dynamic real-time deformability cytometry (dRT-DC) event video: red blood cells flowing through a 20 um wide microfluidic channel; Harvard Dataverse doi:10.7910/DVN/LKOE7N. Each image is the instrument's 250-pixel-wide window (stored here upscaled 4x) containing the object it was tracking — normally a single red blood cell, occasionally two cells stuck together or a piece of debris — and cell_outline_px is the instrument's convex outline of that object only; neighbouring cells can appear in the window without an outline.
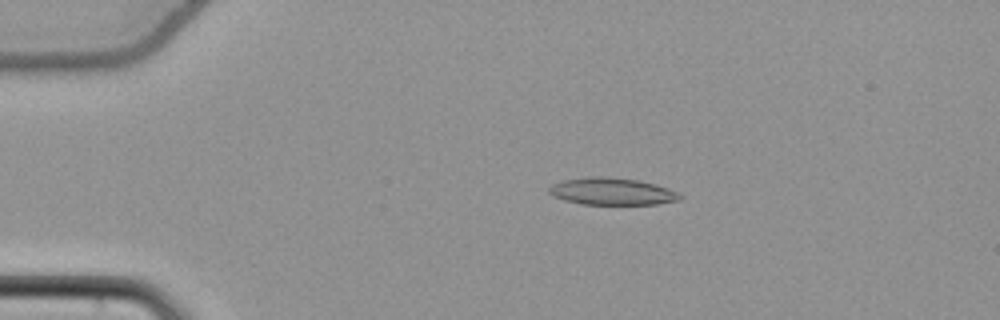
{"species": "common noctule bat (a hibernating species)", "species_latin": "Nyctalus noctula", "temperature_condition": "cold", "stored_images_in_passage": 55, "camera_frame_rate_fps": 3000, "um_per_image_px": 0.085, "animal": {"sex": "female", "body_mass_g": 22.7, "forearm_length_mm": 54.2}, "frame": {"image": 1, "passage_image": 12, "time_ms": 3.667, "image_size_px": [1000, 320], "cell_outline_px": [[684, 196], [680, 200], [656, 204], [580, 204], [564, 200], [552, 196], [548, 192], [548, 188], [552, 184], [564, 180], [588, 176], [604, 176], [640, 180], [656, 184], [668, 188]], "centroid_in_image_um": [52.01, 16.26], "position_along_channel_um": 33.0, "area_um2": 20.87}}
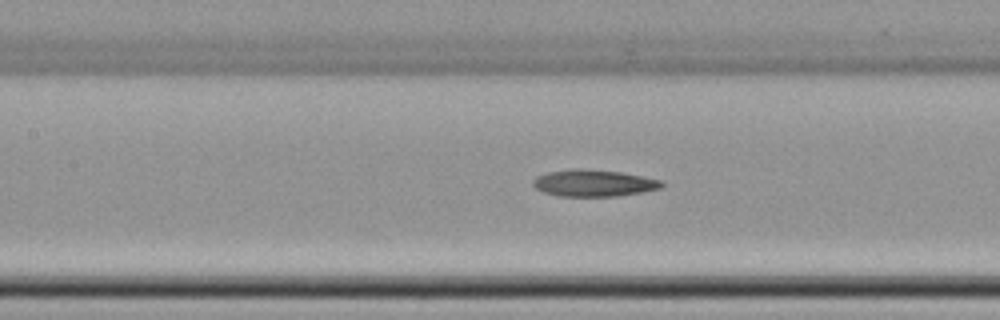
{"frame": {"image": 2, "passage_image": 26, "time_ms": 8.333, "image_size_px": [1000, 320], "cell_outline_px": [[664, 184], [660, 188], [644, 192], [616, 196], [556, 196], [544, 192], [536, 188], [532, 184], [532, 180], [536, 176], [548, 172], [572, 168], [580, 168], [620, 172], [660, 180]], "centroid_in_image_um": [50.42, 15.56], "position_along_channel_um": 157.0, "area_um2": 20.06}}
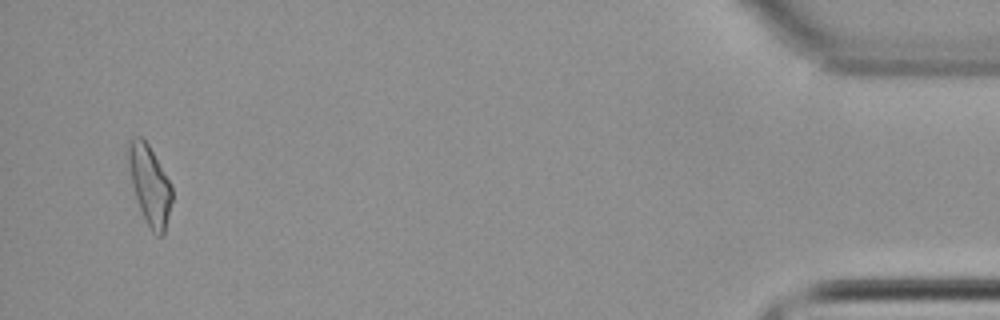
{"frame": {"image": 3, "passage_image": 53, "time_ms": 17.333, "image_size_px": [1000, 320], "cell_outline_px": [[172, 200], [164, 236], [156, 236], [152, 232], [140, 208], [132, 184], [128, 164], [128, 140], [136, 136], [140, 136], [148, 144], [168, 180], [172, 188]], "centroid_in_image_um": [12.72, 15.74], "position_along_channel_um": 422.5, "area_um2": 19.71}, "authors_computed_cell_mechanics": {"area_um2": 20.23, "velocity_mm_per_s": 3.8407, "shape_relaxation_time_tau1_ms": null, "shape_relaxation_time_tau2_ms": 11.1431, "deformation_change_tau1": null, "deformation_change_tau2": 0.2214}}